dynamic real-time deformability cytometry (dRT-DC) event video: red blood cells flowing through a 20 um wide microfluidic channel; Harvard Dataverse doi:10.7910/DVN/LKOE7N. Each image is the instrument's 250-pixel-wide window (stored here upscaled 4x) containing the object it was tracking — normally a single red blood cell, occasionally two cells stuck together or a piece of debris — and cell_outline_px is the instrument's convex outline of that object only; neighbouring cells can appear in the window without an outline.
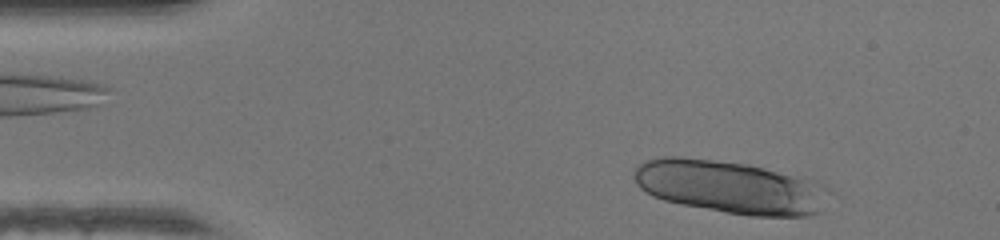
{"species": "human", "species_latin": "Homo sapiens", "temperature_condition": "warm", "stored_images_in_passage": 42, "camera_frame_rate_fps": 3000, "um_per_image_px": 0.085, "donor": {"sex": "female"}, "frame": {"image": 1, "passage_image": 2, "time_ms": 0.333, "image_size_px": [1000, 240], "cell_outline_px": [[824, 212], [808, 216], [748, 216], [680, 204], [664, 200], [652, 196], [640, 188], [636, 184], [632, 176], [632, 172], [640, 164], [648, 160], [660, 156], [680, 156], [748, 164], [804, 176]], "centroid_in_image_um": [61.79, 15.88], "position_along_channel_um": 23.2, "area_um2": 58.55}}
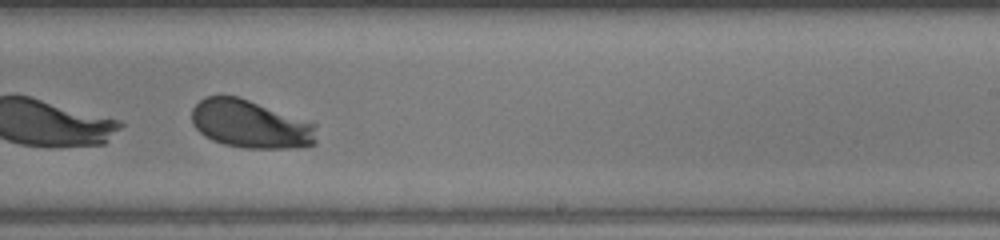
{"frame": {"image": 2, "passage_image": 25, "time_ms": 8.0, "image_size_px": [1000, 240], "cell_outline_px": [[316, 144], [292, 148], [244, 148], [224, 144], [212, 140], [204, 136], [192, 124], [192, 108], [204, 96], [236, 96], [248, 100], [316, 124]], "centroid_in_image_um": [21.27, 10.57], "position_along_channel_um": 267.7, "area_um2": 34.74}}
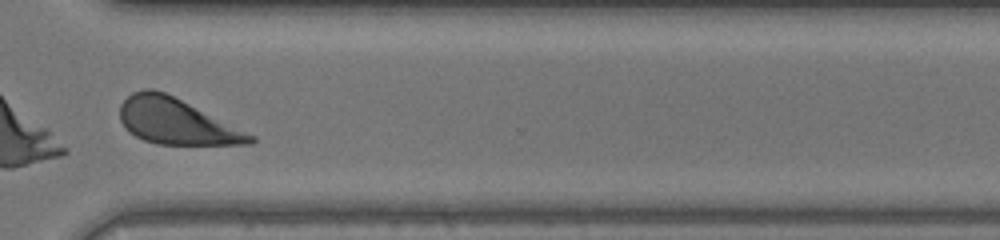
{"frame": {"image": 3, "passage_image": 31, "time_ms": 10.0, "image_size_px": [1000, 240], "cell_outline_px": [[256, 140], [252, 144], [156, 144], [144, 140], [128, 132], [124, 128], [120, 120], [120, 104], [132, 92], [144, 88], [152, 88], [164, 92], [256, 136]], "centroid_in_image_um": [14.94, 10.32], "position_along_channel_um": 355.7, "area_um2": 34.39}, "authors_computed_cell_mechanics": {"area_um2": 35.258, "velocity_mm_per_s": 4.3261, "shape_relaxation_time_tau1_ms": 0.5835, "shape_relaxation_time_tau2_ms": null, "deformation_change_tau1": 0.3115, "deformation_change_tau2": null}}